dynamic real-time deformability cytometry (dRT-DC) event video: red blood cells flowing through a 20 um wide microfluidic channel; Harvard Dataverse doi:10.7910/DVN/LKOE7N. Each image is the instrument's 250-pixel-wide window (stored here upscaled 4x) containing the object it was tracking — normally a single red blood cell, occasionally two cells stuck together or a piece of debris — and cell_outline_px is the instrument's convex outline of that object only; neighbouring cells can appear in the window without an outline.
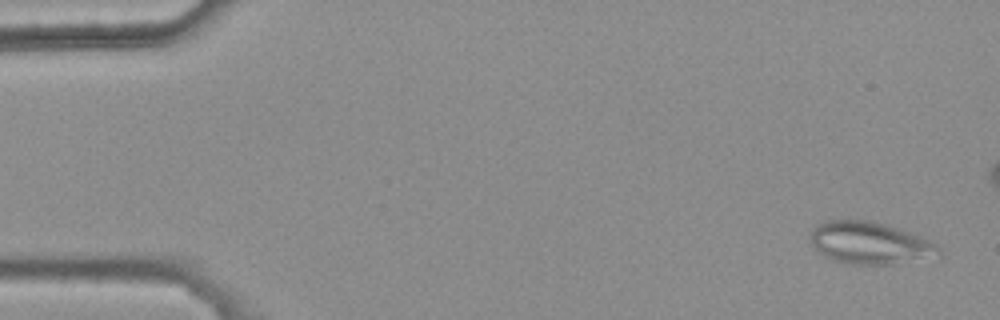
{"species": "common noctule bat (a hibernating species)", "species_latin": "Nyctalus noctula", "temperature_condition": "warm", "stored_images_in_passage": 45, "camera_frame_rate_fps": 3000, "um_per_image_px": 0.085, "animal": {"sex": "female", "body_mass_g": 25.1}, "frame": {"image": 1, "passage_image": 2, "time_ms": 0.333, "image_size_px": [1000, 320], "cell_outline_px": [[940, 256], [892, 264], [848, 264], [832, 260], [824, 256], [812, 248], [812, 228], [816, 224], [824, 220], [868, 220], [884, 224], [920, 236], [936, 244], [940, 248]], "centroid_in_image_um": [73.9, 20.66], "position_along_channel_um": 11.1, "area_um2": 31.5}}
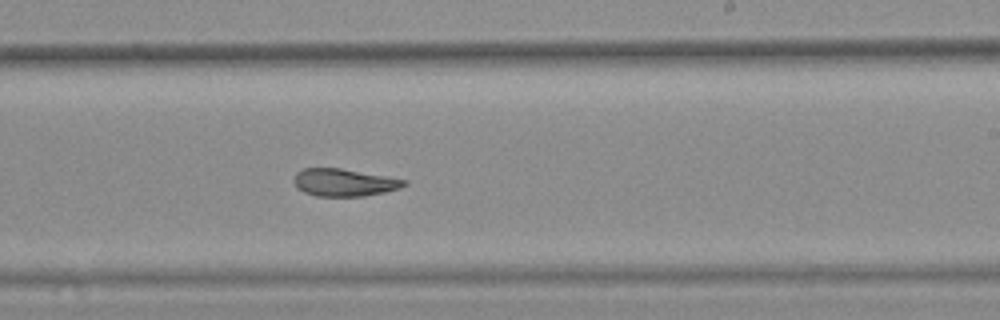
{"frame": {"image": 2, "passage_image": 32, "time_ms": 10.333, "image_size_px": [1000, 320], "cell_outline_px": [[408, 184], [400, 188], [384, 192], [364, 196], [316, 196], [304, 192], [296, 188], [292, 180], [296, 172], [304, 168], [340, 168], [408, 180]], "centroid_in_image_um": [29.22, 15.51], "position_along_channel_um": 259.8, "area_um2": 17.74}}
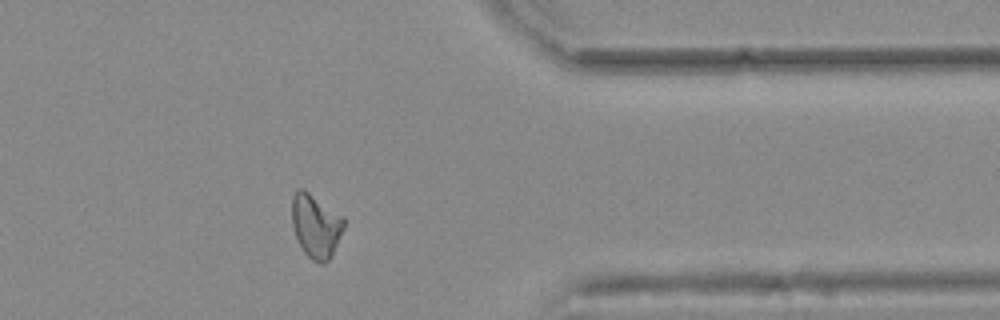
{"frame": {"image": 3, "passage_image": 43, "time_ms": 14.0, "image_size_px": [1000, 320], "cell_outline_px": [[344, 228], [332, 256], [324, 264], [320, 264], [312, 260], [304, 252], [296, 236], [292, 224], [292, 196], [296, 188], [304, 188], [344, 216]], "centroid_in_image_um": [26.85, 19.17], "position_along_channel_um": 384.5, "area_um2": 19.54}, "authors_computed_cell_mechanics": {"area_um2": 19.4786, "velocity_mm_per_s": 3.7716, "shape_relaxation_time_tau1_ms": null, "shape_relaxation_time_tau2_ms": 4.39, "deformation_change_tau1": null, "deformation_change_tau2": 0.1263}}